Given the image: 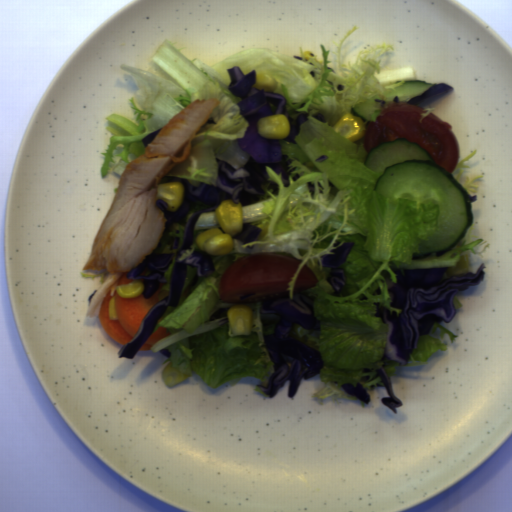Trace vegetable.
<instances>
[{
	"mask_svg": "<svg viewBox=\"0 0 512 512\" xmlns=\"http://www.w3.org/2000/svg\"><path fill=\"white\" fill-rule=\"evenodd\" d=\"M355 24L340 39H332L336 52L335 72L328 68L333 61L328 58L331 50L320 44L323 63L318 56H304L299 47V60L291 55L266 48L248 49L207 65L201 58H189L177 48V42L168 39L158 46L151 59L175 82L148 70L120 63L128 72L137 89L130 101L134 118L138 122L111 113L105 119L110 133L109 144L104 148V162L99 174L104 180L112 170L121 178L127 165L141 155L146 147L142 141L147 135L163 128L182 109L197 99H219L220 104L200 127L191 141L188 157L175 166L160 184L170 177L186 179L191 185L200 183L217 186L219 163L226 161L236 170L243 168L250 155L238 144L249 127L248 120L237 105L242 98L229 89L232 78L228 69L240 67L244 76L253 70L267 73L277 81L274 92L286 98L285 108L295 125L300 114H308L307 121L299 126L296 144L279 139L282 155H287L288 186L268 166L266 184L260 185L264 195H256L250 204L242 206L243 224L258 227L261 232L254 241L243 243L233 238V250L225 255L211 256L214 273L198 277L197 268L187 265V276L179 295L177 307L167 306L153 332L166 328L170 335L151 346L153 353L168 350L172 368L189 378L195 373L207 386L216 389L222 384L235 387L242 378L255 377L260 385L268 387L274 364L264 347L263 334L275 333L281 317L261 313V303H249L253 313L250 335L232 336L227 311L235 305L223 302L219 293L221 277L233 262L250 255L277 253L293 257L300 262L290 282L287 283L288 299H294L297 279L307 265L318 283L301 292L314 298V317L320 320V330H307L294 324L292 339L317 349L324 361L320 382L324 387L311 395L319 405L331 397L365 402L350 395L341 386L357 383L363 389L385 386L377 369L383 368L387 378L395 377L396 366L401 363L382 360L389 325L376 317L377 306L389 310L397 318L402 309L391 307L393 302L382 271L397 284L398 275L391 267L404 270L448 268L442 281L451 276L469 272L470 255L484 257L491 245L484 239L468 242L476 229L469 228L462 244L441 256L413 260L420 254L419 245L436 233L440 207L435 200L393 198L374 191L385 171H374L365 165L369 156L364 149L363 137L352 142L339 134L333 126L352 108L370 99L387 102L385 92L395 90L406 81L416 79L412 67L381 69L377 58L395 46L372 45L359 51L354 64L341 63L344 41L357 30ZM396 91V90H395ZM286 160V161H287ZM277 184V194L269 189ZM345 241H355L346 263V284L341 293L334 295L326 278L330 268H322L321 255L342 246ZM152 332V333H153ZM378 384V385H377Z\"/></svg>",
	"mask_w": 512,
	"mask_h": 512,
	"instance_id": "obj_1",
	"label": "vegetable"
},
{
	"mask_svg": "<svg viewBox=\"0 0 512 512\" xmlns=\"http://www.w3.org/2000/svg\"><path fill=\"white\" fill-rule=\"evenodd\" d=\"M210 207L212 206L205 204L201 201L192 202V205L188 213L182 220H180L179 222H171L167 229L165 228L160 239L161 246L160 248H157L154 252L159 254H174V256L172 258L171 266L163 274L164 279L167 281V283H162L160 292L158 294V302L163 298H167L169 296L170 277L172 269L175 264L177 254L184 244L186 230L190 219L192 218L196 211Z\"/></svg>",
	"mask_w": 512,
	"mask_h": 512,
	"instance_id": "obj_2",
	"label": "vegetable"
},
{
	"mask_svg": "<svg viewBox=\"0 0 512 512\" xmlns=\"http://www.w3.org/2000/svg\"><path fill=\"white\" fill-rule=\"evenodd\" d=\"M437 328H440L441 341L445 334H448L451 344L458 337L457 334L443 327L440 323L435 322L429 334L419 336L417 349L412 348V353H409V360L405 366L427 365L432 354L439 352V350L445 351L447 349L448 346L446 344L432 336V334L436 333Z\"/></svg>",
	"mask_w": 512,
	"mask_h": 512,
	"instance_id": "obj_3",
	"label": "vegetable"
},
{
	"mask_svg": "<svg viewBox=\"0 0 512 512\" xmlns=\"http://www.w3.org/2000/svg\"><path fill=\"white\" fill-rule=\"evenodd\" d=\"M80 275L84 279H91L92 281L96 277L99 278L100 286L92 296L87 309L85 311L84 316H88L90 319L94 317H99L100 308L103 302L104 297L110 291L111 297L114 295L117 287H119L118 282L122 277L124 272H118L115 274H111L106 270L105 273H93V272H79Z\"/></svg>",
	"mask_w": 512,
	"mask_h": 512,
	"instance_id": "obj_4",
	"label": "vegetable"
},
{
	"mask_svg": "<svg viewBox=\"0 0 512 512\" xmlns=\"http://www.w3.org/2000/svg\"><path fill=\"white\" fill-rule=\"evenodd\" d=\"M212 228H222V226L217 218L216 211L201 212L195 225H194L193 244L190 245L191 249L181 251V256L178 257V262L191 256L195 250H199V247L196 242V237L199 234H201L202 232H204L205 230L212 229Z\"/></svg>",
	"mask_w": 512,
	"mask_h": 512,
	"instance_id": "obj_5",
	"label": "vegetable"
},
{
	"mask_svg": "<svg viewBox=\"0 0 512 512\" xmlns=\"http://www.w3.org/2000/svg\"><path fill=\"white\" fill-rule=\"evenodd\" d=\"M477 153V150L475 149L473 153H471L470 155L464 157L463 159H461L458 164H457V169H459L458 173L456 175H454V179L461 185L463 186L467 191L468 193L470 192H477V188L479 186V184H474V182L479 179L480 177H484V176H481V175H478V176H474V177H469L468 175L467 176H464L465 178V181L464 183H460L459 179L463 173V171L466 169V168H471L469 165H464V162H468L472 159V157ZM456 169V170H457ZM478 193V192H477Z\"/></svg>",
	"mask_w": 512,
	"mask_h": 512,
	"instance_id": "obj_6",
	"label": "vegetable"
}]
</instances>
